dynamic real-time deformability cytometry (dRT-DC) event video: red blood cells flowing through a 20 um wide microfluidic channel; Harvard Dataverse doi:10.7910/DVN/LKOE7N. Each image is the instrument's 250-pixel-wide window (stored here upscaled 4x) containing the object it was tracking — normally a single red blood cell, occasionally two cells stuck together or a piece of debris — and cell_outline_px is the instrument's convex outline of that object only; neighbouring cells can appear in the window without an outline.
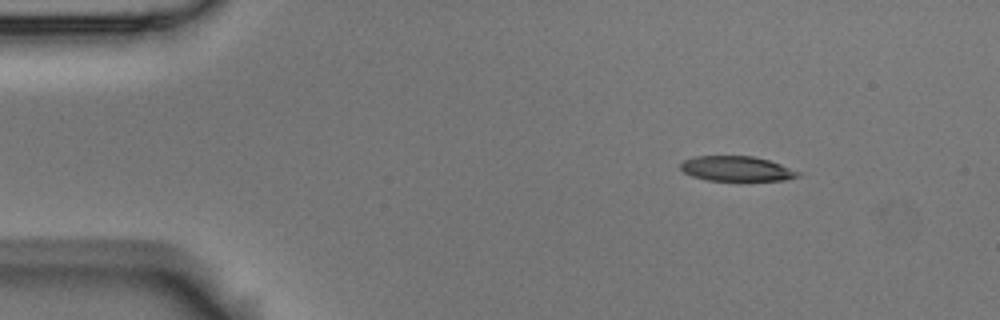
{"species": "Egyptian fruit bat (a non-hibernating species)", "species_latin": "Rousettus aegyptiacus", "temperature_condition": "room temperature", "stored_images_in_passage": 5, "camera_frame_rate_fps": 3000, "um_per_image_px": 0.085, "animal": {"sex": "male"}, "frame": {"image": 1, "passage_image": 1, "time_ms": 0.0, "image_size_px": [1000, 320], "cell_outline_px": [[800, 176], [784, 180], [708, 180], [692, 176], [684, 172], [680, 168], [680, 164], [684, 160], [696, 156], [752, 156], [768, 160], [780, 164], [800, 172]], "centroid_in_image_um": [62.59, 14.33], "position_along_channel_um": 22.4, "area_um2": 16.88}}
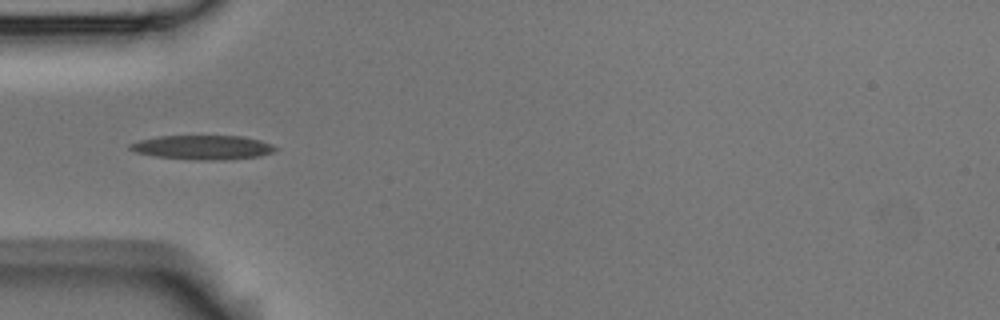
{"frame": {"image": 2, "passage_image": 4, "time_ms": 1.0, "image_size_px": [1000, 320], "cell_outline_px": [[276, 148], [272, 152], [260, 156], [224, 160], [196, 160], [156, 156], [136, 152], [128, 148], [128, 144], [140, 140], [160, 136], [244, 136], [260, 140], [272, 144]], "centroid_in_image_um": [17.23, 12.52], "position_along_channel_um": 67.8, "area_um2": 20.46}}
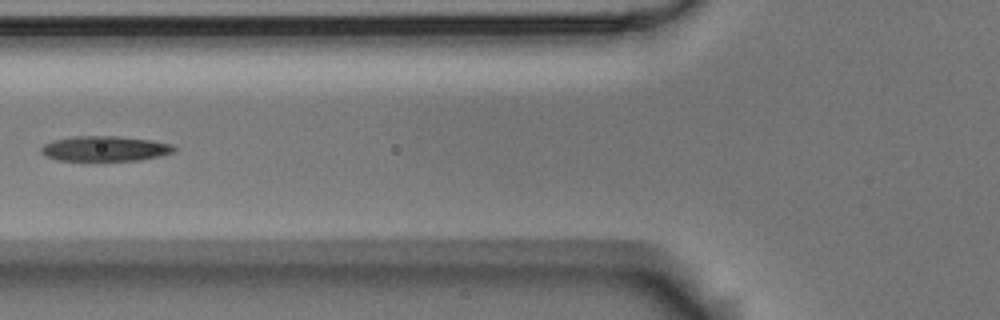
{"frame": {"image": 3, "passage_image": 5, "time_ms": 1.333, "image_size_px": [1000, 320], "cell_outline_px": [[176, 152], [160, 156], [136, 160], [56, 160], [44, 156], [40, 152], [40, 148], [44, 144], [52, 140], [72, 136], [116, 136], [152, 140], [172, 144], [176, 148]], "centroid_in_image_um": [8.9, 12.62], "position_along_channel_um": 116.9, "area_um2": 19.59}}